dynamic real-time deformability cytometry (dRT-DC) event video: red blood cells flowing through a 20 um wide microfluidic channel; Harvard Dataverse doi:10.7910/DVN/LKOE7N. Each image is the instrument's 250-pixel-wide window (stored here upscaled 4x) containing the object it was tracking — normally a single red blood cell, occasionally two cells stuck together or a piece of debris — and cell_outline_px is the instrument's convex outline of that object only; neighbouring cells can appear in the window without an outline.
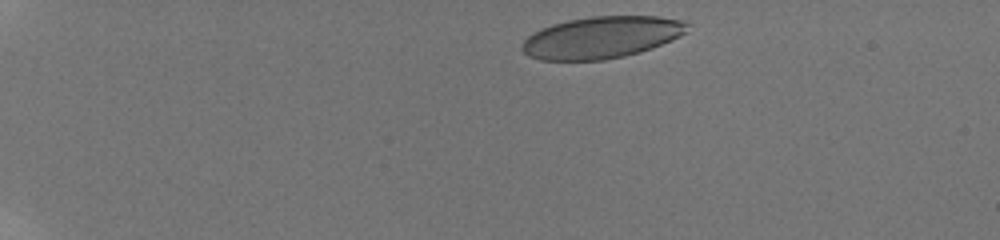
{"species": "human", "species_latin": "Homo sapiens", "temperature_condition": "room temperature", "stored_images_in_passage": 63, "camera_frame_rate_fps": 3000, "um_per_image_px": 0.085, "donor": {"sex": "male"}, "frame": {"image": 1, "passage_image": 1, "time_ms": 0.0, "image_size_px": [1000, 240], "cell_outline_px": [[692, 24], [688, 32], [672, 40], [652, 48], [640, 52], [624, 56], [604, 60], [540, 60], [528, 56], [520, 48], [524, 40], [528, 36], [552, 24], [568, 20], [592, 16], [656, 16], [688, 20]], "centroid_in_image_um": [51.21, 3.17], "position_along_channel_um": 33.8, "area_um2": 40.63}}
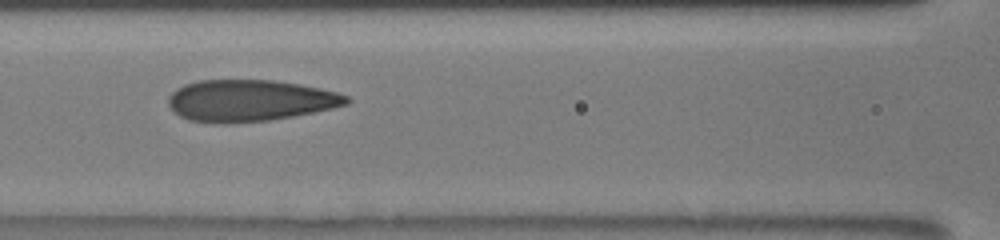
{"frame": {"image": 2, "passage_image": 18, "time_ms": 5.667, "image_size_px": [1000, 240], "cell_outline_px": [[352, 100], [348, 104], [332, 108], [292, 116], [268, 120], [228, 124], [212, 124], [188, 120], [180, 116], [168, 104], [168, 96], [176, 88], [184, 84], [196, 80], [272, 80], [320, 88], [336, 92], [348, 96]], "centroid_in_image_um": [21.19, 8.55], "position_along_channel_um": 145.4, "area_um2": 43.29}}
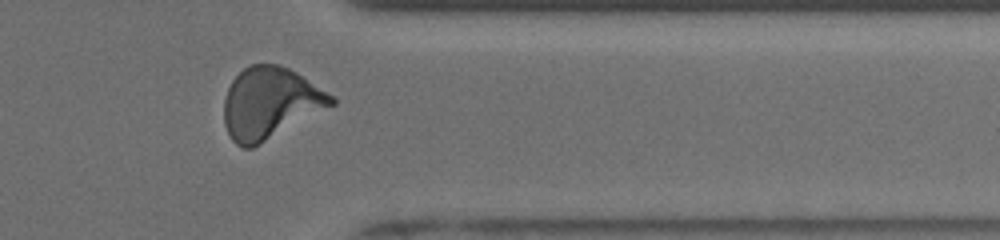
{"frame": {"image": 3, "passage_image": 53, "time_ms": 12.0, "image_size_px": [1000, 240], "cell_outline_px": [[336, 104], [260, 144], [252, 148], [244, 148], [236, 144], [232, 140], [224, 124], [224, 100], [228, 88], [232, 80], [244, 68], [252, 64], [276, 64], [288, 68], [296, 72], [332, 96], [336, 100]], "centroid_in_image_um": [22.94, 8.78], "position_along_channel_um": 388.5, "area_um2": 44.33}, "authors_computed_cell_mechanics": {"area_um2": 42.483, "velocity_mm_per_s": 3.8751, "shape_relaxation_time_tau1_ms": 4.5812, "shape_relaxation_time_tau2_ms": null, "deformation_change_tau1": 0.2072, "deformation_change_tau2": null}}